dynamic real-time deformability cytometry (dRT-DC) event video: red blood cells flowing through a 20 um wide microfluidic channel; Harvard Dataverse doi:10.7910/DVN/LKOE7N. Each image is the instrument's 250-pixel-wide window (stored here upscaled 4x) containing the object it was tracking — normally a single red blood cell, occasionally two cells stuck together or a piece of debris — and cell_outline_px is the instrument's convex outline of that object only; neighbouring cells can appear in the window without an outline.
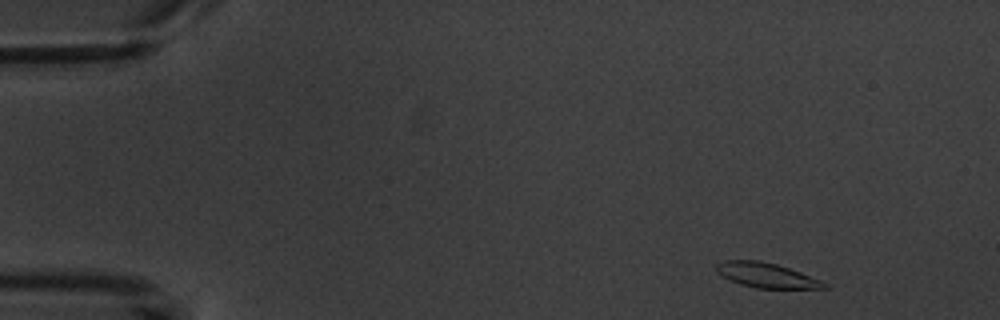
{"species": "common noctule bat (a hibernating species)", "species_latin": "Nyctalus noctula", "temperature_condition": "warm", "stored_images_in_passage": 4, "camera_frame_rate_fps": 3000, "um_per_image_px": 0.085, "animal": {"sex": "male", "body_mass_g": 20.1, "forearm_length_mm": 53.5}, "frame": {"image": 1, "passage_image": 1, "time_ms": 0.0, "image_size_px": [1000, 320], "cell_outline_px": [[828, 288], [756, 288], [740, 284], [716, 272], [716, 264], [724, 260], [760, 260], [776, 264], [800, 272], [820, 280], [828, 284]], "centroid_in_image_um": [65.13, 23.39], "position_along_channel_um": 19.9, "area_um2": 15.37}}